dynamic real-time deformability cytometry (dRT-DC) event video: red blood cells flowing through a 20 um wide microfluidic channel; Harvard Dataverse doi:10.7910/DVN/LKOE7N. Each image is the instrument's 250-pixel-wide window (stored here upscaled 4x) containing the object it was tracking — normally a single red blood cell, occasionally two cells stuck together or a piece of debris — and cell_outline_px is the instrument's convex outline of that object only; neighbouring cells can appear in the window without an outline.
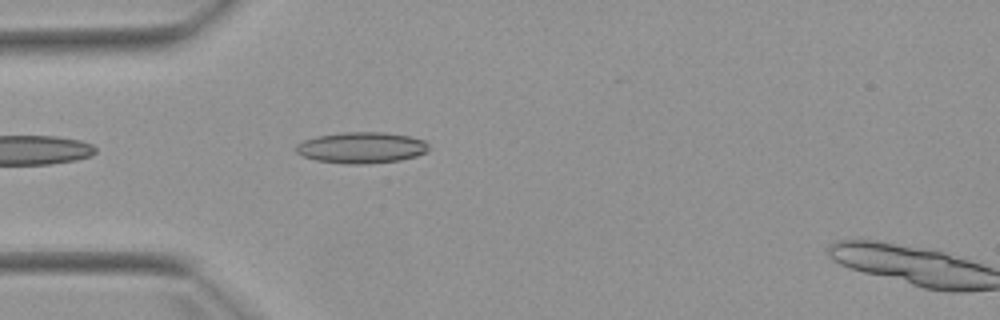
{"species": "Egyptian fruit bat (a non-hibernating species)", "species_latin": "Rousettus aegyptiacus", "temperature_condition": "warm", "stored_images_in_passage": 4, "camera_frame_rate_fps": 3000, "um_per_image_px": 0.085, "animal": {"sex": "female"}, "frame": {"image": 1, "passage_image": 4, "time_ms": 4.333, "image_size_px": [1000, 320], "cell_outline_px": [[428, 148], [424, 152], [416, 156], [400, 160], [360, 164], [344, 164], [316, 160], [304, 156], [296, 152], [296, 144], [304, 140], [316, 136], [344, 132], [384, 132], [408, 136], [424, 140], [428, 144]], "centroid_in_image_um": [30.7, 12.54], "position_along_channel_um": 54.3, "area_um2": 23.93}}